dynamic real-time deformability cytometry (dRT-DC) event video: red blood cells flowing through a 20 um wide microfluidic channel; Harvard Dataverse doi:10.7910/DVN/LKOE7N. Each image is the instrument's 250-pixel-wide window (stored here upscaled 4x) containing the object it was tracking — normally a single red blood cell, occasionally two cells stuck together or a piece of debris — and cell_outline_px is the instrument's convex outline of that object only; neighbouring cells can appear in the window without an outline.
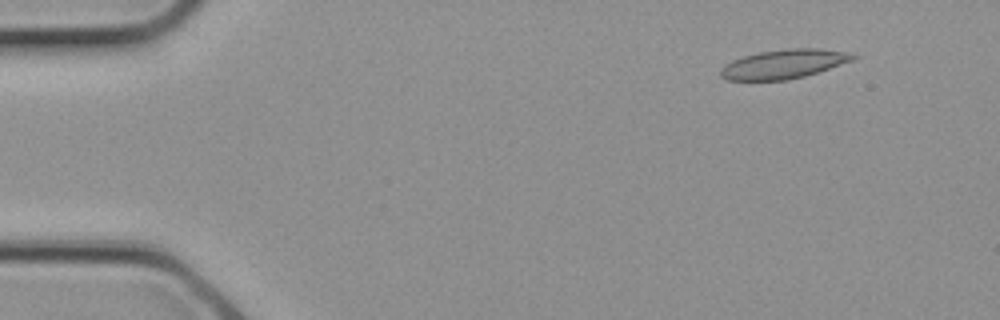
{"species": "common noctule bat (a hibernating species)", "species_latin": "Nyctalus noctula", "temperature_condition": "cold", "stored_images_in_passage": 3, "camera_frame_rate_fps": 3000, "um_per_image_px": 0.085, "animal": {"sex": "female", "body_mass_g": 21.9}, "frame": {"image": 1, "passage_image": 3, "time_ms": 0.667, "image_size_px": [1000, 320], "cell_outline_px": [[860, 56], [852, 60], [804, 76], [788, 80], [728, 80], [720, 76], [720, 68], [732, 60], [744, 56], [760, 52], [784, 48], [820, 48], [848, 52]], "centroid_in_image_um": [66.61, 5.43], "position_along_channel_um": 18.4, "area_um2": 22.37}}